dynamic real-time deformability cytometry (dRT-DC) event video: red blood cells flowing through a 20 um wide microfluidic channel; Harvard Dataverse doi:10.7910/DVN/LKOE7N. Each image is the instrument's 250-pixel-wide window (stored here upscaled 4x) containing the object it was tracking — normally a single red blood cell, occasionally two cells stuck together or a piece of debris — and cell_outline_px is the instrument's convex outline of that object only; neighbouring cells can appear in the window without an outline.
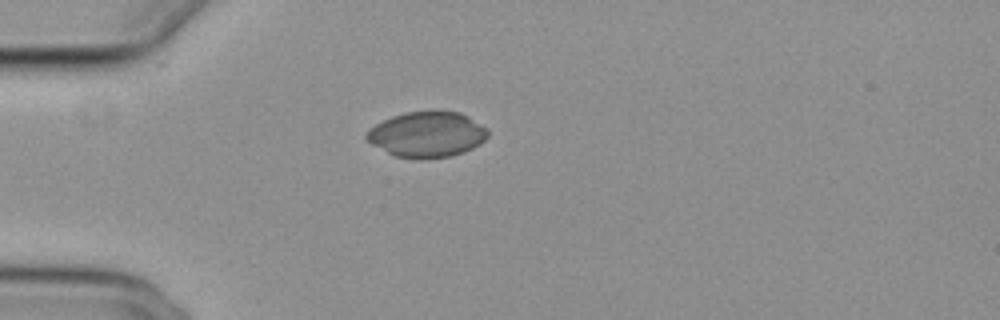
{"species": "common noctule bat (a hibernating species)", "species_latin": "Nyctalus noctula", "temperature_condition": "cold", "stored_images_in_passage": 36, "camera_frame_rate_fps": 3000, "um_per_image_px": 0.085, "animal": {"sex": "female", "body_mass_g": 29.2, "forearm_length_mm": 56.3}, "frame": {"image": 1, "passage_image": 1, "time_ms": 0.0, "image_size_px": [1000, 320], "cell_outline_px": [[488, 136], [480, 144], [464, 152], [452, 156], [396, 156], [364, 140], [364, 136], [368, 128], [392, 116], [404, 112], [432, 108], [436, 108], [460, 112], [468, 116], [488, 128]], "centroid_in_image_um": [36.31, 11.34], "position_along_channel_um": 48.7, "area_um2": 32.37}}
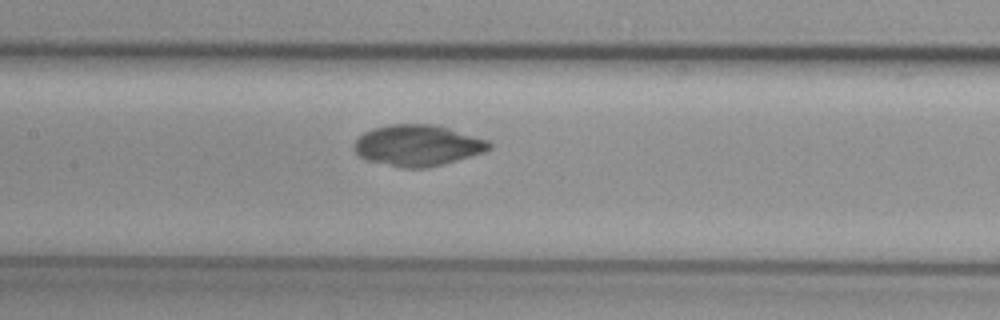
{"frame": {"image": 2, "passage_image": 12, "time_ms": 3.667, "image_size_px": [1000, 320], "cell_outline_px": [[492, 148], [484, 152], [456, 160], [424, 168], [400, 168], [364, 160], [356, 152], [352, 144], [364, 132], [372, 128], [388, 124], [436, 124], [488, 140], [492, 144]], "centroid_in_image_um": [35.47, 12.35], "position_along_channel_um": 171.9, "area_um2": 32.48}}
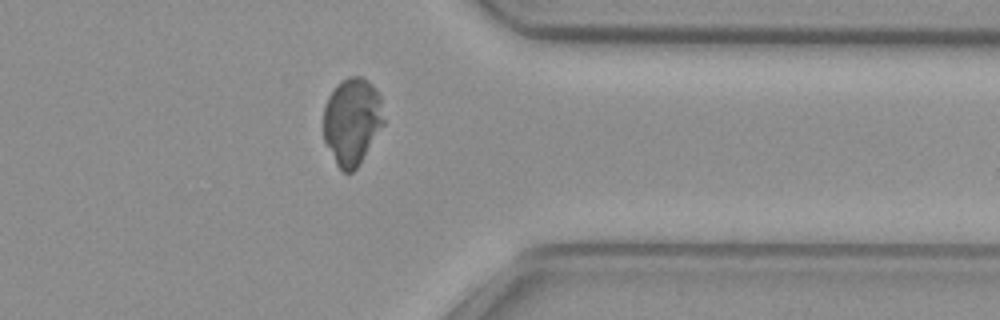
{"frame": {"image": 3, "passage_image": 29, "time_ms": 9.333, "image_size_px": [1000, 320], "cell_outline_px": [[384, 124], [360, 164], [352, 172], [344, 172], [336, 164], [324, 140], [324, 108], [328, 96], [336, 84], [348, 76], [364, 76], [376, 88], [380, 96], [384, 120]], "centroid_in_image_um": [29.93, 10.28], "position_along_channel_um": 381.5, "area_um2": 30.75}}